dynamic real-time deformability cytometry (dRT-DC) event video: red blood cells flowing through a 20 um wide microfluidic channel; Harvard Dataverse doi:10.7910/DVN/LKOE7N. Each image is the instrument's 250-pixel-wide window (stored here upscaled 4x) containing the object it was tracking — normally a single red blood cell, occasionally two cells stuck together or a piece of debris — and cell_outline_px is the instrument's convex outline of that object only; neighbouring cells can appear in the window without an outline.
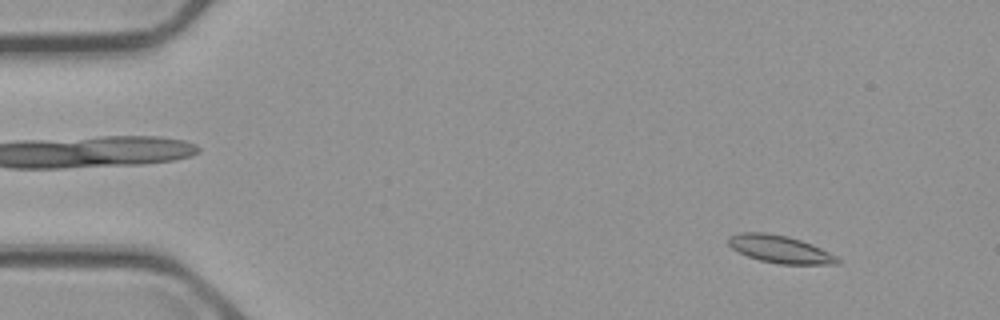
{"species": "common noctule bat (a hibernating species)", "species_latin": "Nyctalus noctula", "temperature_condition": "cold", "stored_images_in_passage": 56, "camera_frame_rate_fps": 3000, "um_per_image_px": 0.085, "animal": {"sex": "male", "body_mass_g": 23.1, "forearm_length_mm": 52.7}, "frame": {"image": 1, "passage_image": 6, "time_ms": 1.667, "image_size_px": [1000, 320], "cell_outline_px": [[840, 264], [780, 264], [760, 260], [748, 256], [732, 248], [728, 244], [728, 236], [736, 232], [764, 232], [788, 236], [812, 244], [836, 256], [840, 260]], "centroid_in_image_um": [66.27, 21.17], "position_along_channel_um": 18.7, "area_um2": 17.46}}
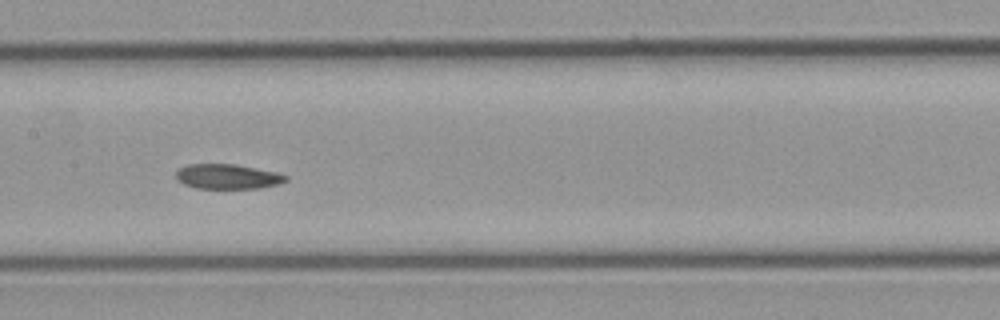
{"frame": {"image": 2, "passage_image": 28, "time_ms": 9.0, "image_size_px": [1000, 320], "cell_outline_px": [[288, 180], [280, 184], [260, 188], [196, 188], [184, 184], [176, 180], [176, 172], [180, 168], [188, 164], [236, 164], [276, 172], [288, 176]], "centroid_in_image_um": [19.36, 15.01], "position_along_channel_um": 188.0, "area_um2": 15.95}}
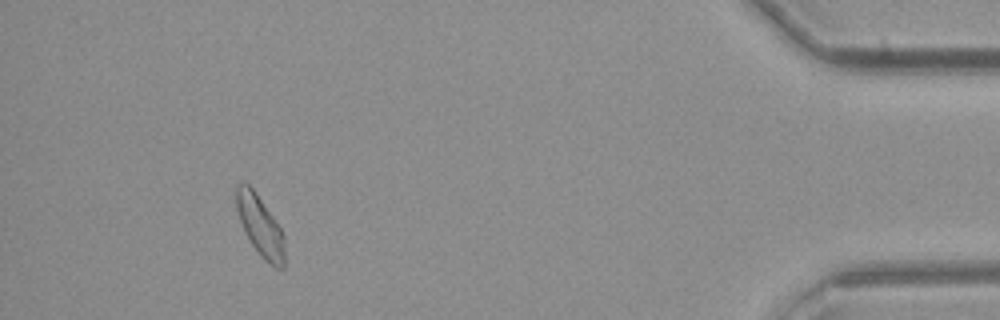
{"frame": {"image": 3, "passage_image": 52, "time_ms": 17.0, "image_size_px": [1000, 320], "cell_outline_px": [[284, 268], [276, 268], [264, 260], [260, 256], [252, 244], [240, 220], [236, 208], [236, 184], [248, 184], [256, 192], [280, 228], [284, 236]], "centroid_in_image_um": [22.12, 19.22], "position_along_channel_um": 413.1, "area_um2": 16.65}, "authors_computed_cell_mechanics": {"area_um2": 16.8198, "velocity_mm_per_s": 3.6491, "shape_relaxation_time_tau1_ms": 9.9277, "shape_relaxation_time_tau2_ms": null, "deformation_change_tau1": 0.1712, "deformation_change_tau2": null}}